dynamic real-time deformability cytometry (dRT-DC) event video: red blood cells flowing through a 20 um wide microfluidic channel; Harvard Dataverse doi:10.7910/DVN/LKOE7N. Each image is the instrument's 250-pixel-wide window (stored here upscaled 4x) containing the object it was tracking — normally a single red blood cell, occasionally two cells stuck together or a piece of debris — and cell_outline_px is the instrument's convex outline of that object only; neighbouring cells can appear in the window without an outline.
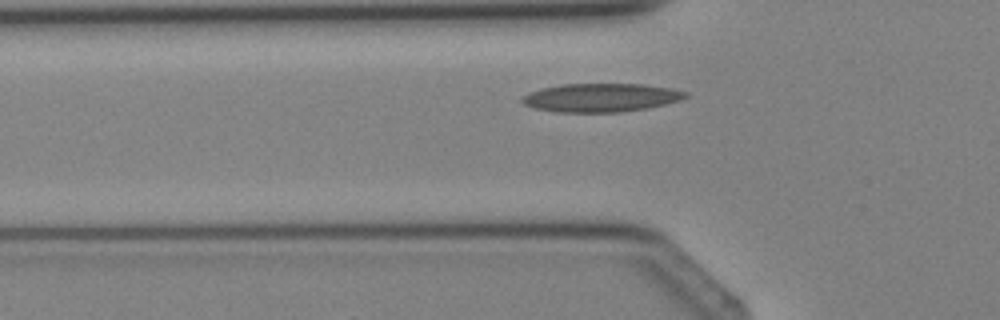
{"species": "Egyptian fruit bat (a non-hibernating species)", "species_latin": "Rousettus aegyptiacus", "temperature_condition": "cold", "stored_images_in_passage": 5, "camera_frame_rate_fps": 3000, "um_per_image_px": 0.085, "animal": {"sex": "female"}, "frame": {"image": 1, "passage_image": 5, "time_ms": 5.0, "image_size_px": [1000, 320], "cell_outline_px": [[688, 96], [680, 100], [648, 108], [620, 112], [556, 112], [532, 108], [524, 104], [520, 100], [524, 96], [540, 88], [560, 84], [644, 84], [672, 88], [688, 92]], "centroid_in_image_um": [51.08, 8.29], "position_along_channel_um": 74.7, "area_um2": 27.22}}